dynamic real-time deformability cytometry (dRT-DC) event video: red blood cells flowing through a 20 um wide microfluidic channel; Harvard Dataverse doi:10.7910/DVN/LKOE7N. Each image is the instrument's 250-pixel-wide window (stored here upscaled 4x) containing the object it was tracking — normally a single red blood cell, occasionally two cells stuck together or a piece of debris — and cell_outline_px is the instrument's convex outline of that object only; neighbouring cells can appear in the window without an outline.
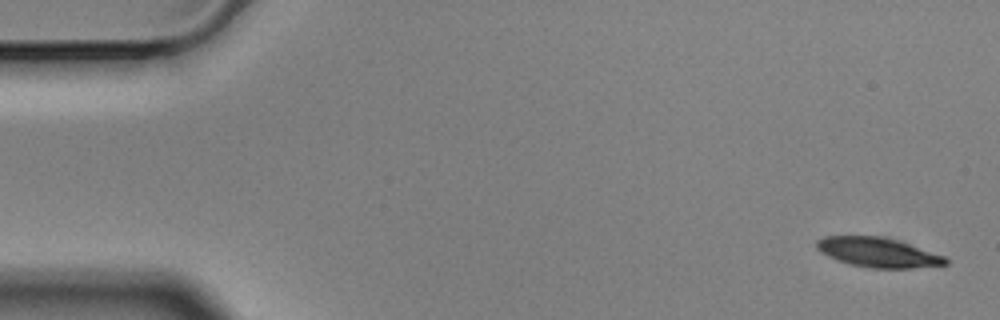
{"species": "Egyptian fruit bat (a non-hibernating species)", "species_latin": "Rousettus aegyptiacus", "temperature_condition": "cold", "stored_images_in_passage": 5, "camera_frame_rate_fps": 3000, "um_per_image_px": 0.085, "animal": {"sex": "male"}, "frame": {"image": 1, "passage_image": 1, "time_ms": 0.0, "image_size_px": [1000, 320], "cell_outline_px": [[948, 264], [912, 268], [868, 268], [848, 264], [836, 260], [820, 252], [816, 248], [816, 240], [824, 236], [880, 236], [896, 240], [944, 256], [948, 260]], "centroid_in_image_um": [74.57, 21.46], "position_along_channel_um": 10.4, "area_um2": 22.14}}
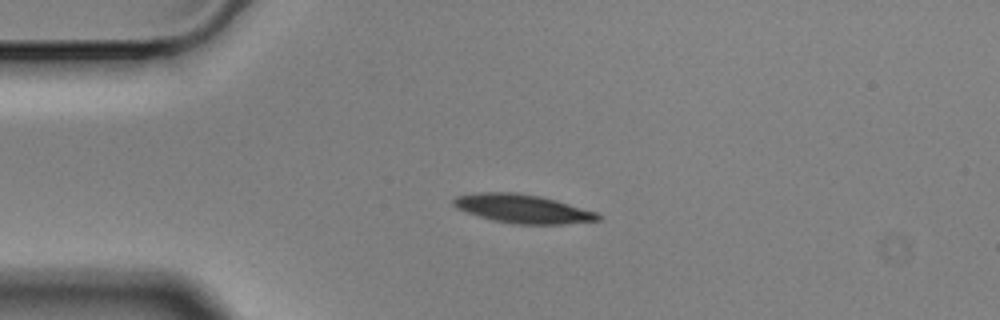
{"frame": {"image": 2, "passage_image": 4, "time_ms": 1.0, "image_size_px": [1000, 320], "cell_outline_px": [[604, 216], [600, 220], [564, 224], [512, 224], [492, 220], [456, 208], [452, 204], [452, 200], [456, 196], [476, 192], [516, 192], [540, 196], [556, 200], [596, 212]], "centroid_in_image_um": [44.43, 17.74], "position_along_channel_um": 40.6, "area_um2": 24.22}}